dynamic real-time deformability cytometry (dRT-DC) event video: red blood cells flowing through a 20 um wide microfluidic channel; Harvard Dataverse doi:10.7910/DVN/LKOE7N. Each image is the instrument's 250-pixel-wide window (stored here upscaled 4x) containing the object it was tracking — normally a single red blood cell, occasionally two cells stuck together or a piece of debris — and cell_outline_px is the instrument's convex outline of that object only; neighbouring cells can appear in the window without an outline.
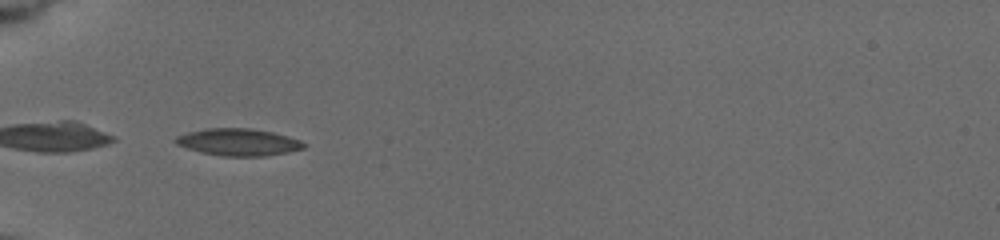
{"species": "common noctule bat (a hibernating species)", "species_latin": "Nyctalus noctula", "temperature_condition": "cold", "stored_images_in_passage": 24, "camera_frame_rate_fps": 3000, "um_per_image_px": 0.085, "animal": {"sex": "female", "body_mass_g": 19.5, "forearm_length_mm": 54.1}, "frame": {"image": 1, "passage_image": 1, "time_ms": 0.0, "image_size_px": [1000, 240], "cell_outline_px": [[304, 148], [264, 156], [224, 156], [204, 152], [188, 148], [176, 144], [172, 140], [176, 136], [188, 132], [208, 128], [252, 128], [272, 132], [288, 136], [300, 140], [304, 144]], "centroid_in_image_um": [20.23, 12.06], "position_along_channel_um": 64.8, "area_um2": 19.94}}
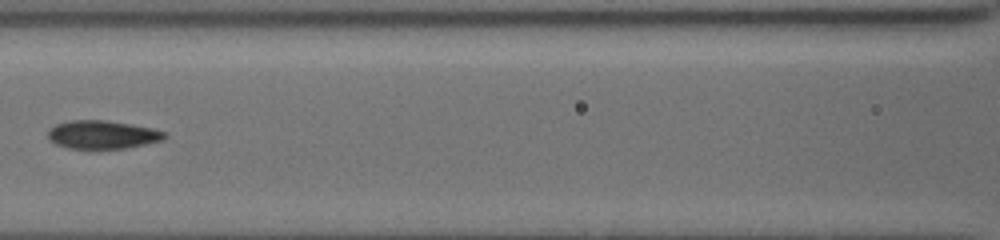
{"frame": {"image": 2, "passage_image": 14, "time_ms": 2.667, "image_size_px": [1000, 240], "cell_outline_px": [[168, 136], [164, 140], [124, 148], [68, 148], [56, 144], [48, 136], [48, 128], [56, 124], [72, 120], [104, 120], [132, 124], [152, 128], [168, 132]], "centroid_in_image_um": [8.74, 11.43], "position_along_channel_um": 157.9, "area_um2": 19.19}}